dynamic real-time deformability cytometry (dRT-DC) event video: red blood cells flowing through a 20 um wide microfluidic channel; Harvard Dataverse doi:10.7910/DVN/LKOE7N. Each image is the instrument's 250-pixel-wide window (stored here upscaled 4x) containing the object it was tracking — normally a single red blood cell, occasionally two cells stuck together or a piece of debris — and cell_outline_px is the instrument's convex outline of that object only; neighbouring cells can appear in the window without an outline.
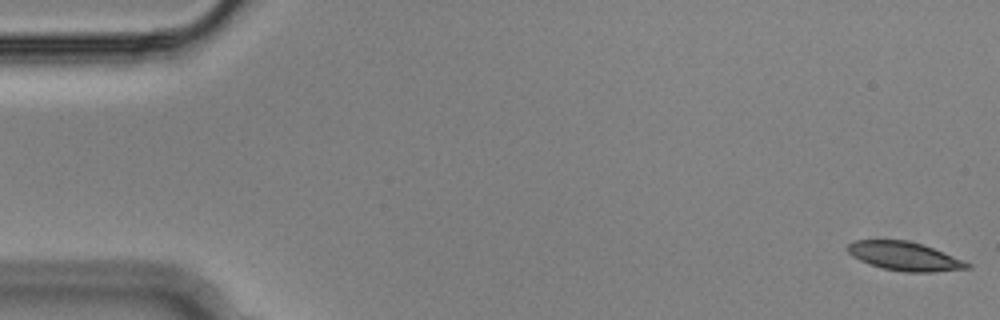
{"species": "Egyptian fruit bat (a non-hibernating species)", "species_latin": "Rousettus aegyptiacus", "temperature_condition": "cold", "stored_images_in_passage": 9, "camera_frame_rate_fps": 3000, "um_per_image_px": 0.085, "animal": {"sex": "male"}, "frame": {"image": 1, "passage_image": 1, "time_ms": 0.0, "image_size_px": [1000, 320], "cell_outline_px": [[972, 268], [932, 272], [904, 272], [884, 268], [868, 264], [852, 256], [844, 248], [852, 240], [908, 240], [932, 248], [964, 260], [972, 264]], "centroid_in_image_um": [76.87, 21.78], "position_along_channel_um": 8.1, "area_um2": 20.06}}